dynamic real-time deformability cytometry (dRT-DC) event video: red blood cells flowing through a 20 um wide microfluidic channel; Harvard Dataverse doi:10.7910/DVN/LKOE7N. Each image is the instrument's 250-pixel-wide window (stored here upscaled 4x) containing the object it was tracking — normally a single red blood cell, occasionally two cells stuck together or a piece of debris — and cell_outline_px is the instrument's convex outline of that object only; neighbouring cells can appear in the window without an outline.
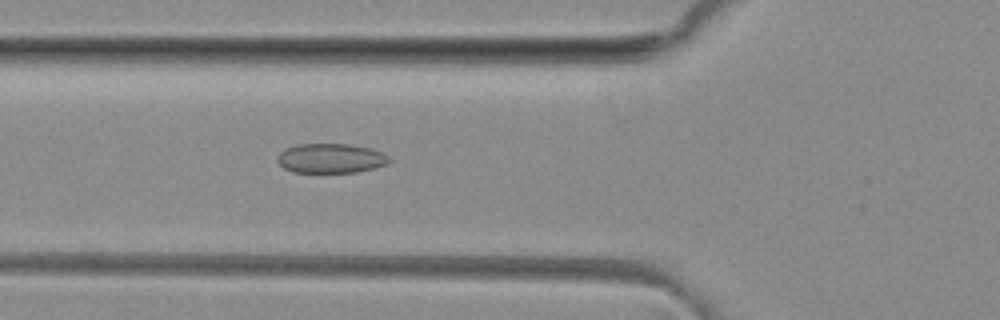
{"species": "common noctule bat (a hibernating species)", "species_latin": "Nyctalus noctula", "temperature_condition": "room temperature", "stored_images_in_passage": 46, "camera_frame_rate_fps": 3000, "um_per_image_px": 0.085, "animal": {"sex": "female", "body_mass_g": 29.2, "forearm_length_mm": 56.3}, "frame": {"image": 1, "passage_image": 14, "time_ms": 4.333, "image_size_px": [1000, 320], "cell_outline_px": [[392, 160], [388, 164], [356, 172], [292, 172], [284, 168], [276, 160], [280, 152], [284, 148], [296, 144], [348, 144], [372, 148], [384, 152]], "centroid_in_image_um": [28.13, 13.44], "position_along_channel_um": 97.7, "area_um2": 19.42}}
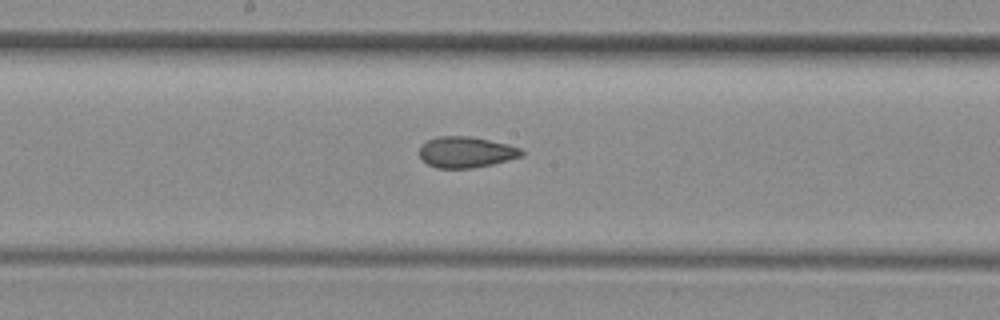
{"frame": {"image": 2, "passage_image": 22, "time_ms": 7.0, "image_size_px": [1000, 320], "cell_outline_px": [[524, 152], [520, 156], [492, 164], [472, 168], [436, 168], [428, 164], [420, 156], [420, 148], [428, 140], [436, 136], [468, 136], [508, 144], [520, 148]], "centroid_in_image_um": [39.6, 12.93], "position_along_channel_um": 208.6, "area_um2": 18.15}}
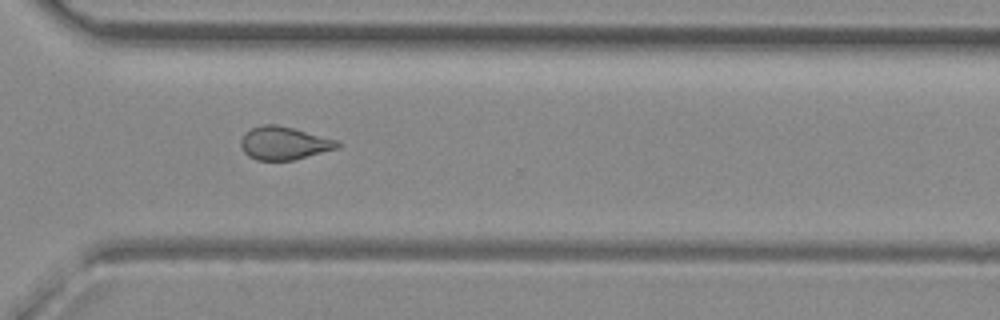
{"frame": {"image": 3, "passage_image": 32, "time_ms": 10.333, "image_size_px": [1000, 320], "cell_outline_px": [[340, 144], [336, 148], [292, 160], [256, 160], [248, 156], [244, 152], [240, 144], [240, 140], [252, 128], [260, 124], [276, 124], [340, 140]], "centroid_in_image_um": [24.13, 12.16], "position_along_channel_um": 346.5, "area_um2": 18.38}}